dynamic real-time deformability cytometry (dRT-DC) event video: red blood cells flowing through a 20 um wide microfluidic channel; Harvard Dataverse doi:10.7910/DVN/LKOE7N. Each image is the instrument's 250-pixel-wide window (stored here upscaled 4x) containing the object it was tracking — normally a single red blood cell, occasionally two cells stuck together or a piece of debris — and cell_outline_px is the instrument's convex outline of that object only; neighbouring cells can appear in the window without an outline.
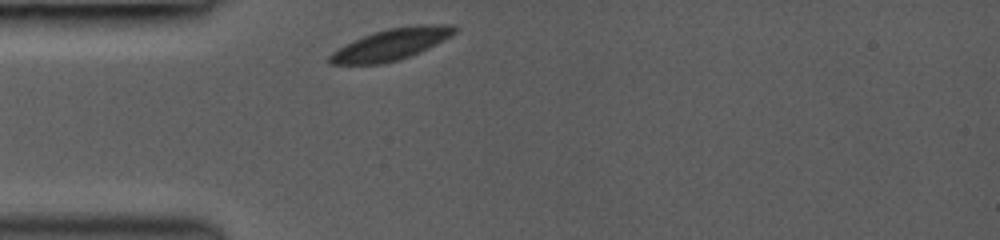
{"species": "common noctule bat (a hibernating species)", "species_latin": "Nyctalus noctula", "temperature_condition": "room temperature", "stored_images_in_passage": 8, "camera_frame_rate_fps": 3000, "um_per_image_px": 0.085, "animal": {"sex": "female", "body_mass_g": 19.0, "forearm_length_mm": 53.3}, "frame": {"image": 1, "passage_image": 1, "time_ms": 0.0, "image_size_px": [1000, 240], "cell_outline_px": [[456, 32], [452, 36], [420, 52], [384, 64], [328, 64], [328, 56], [332, 52], [364, 36], [388, 28], [420, 24], [456, 24]], "centroid_in_image_um": [33.31, 3.76], "position_along_channel_um": 51.7, "area_um2": 22.6}}
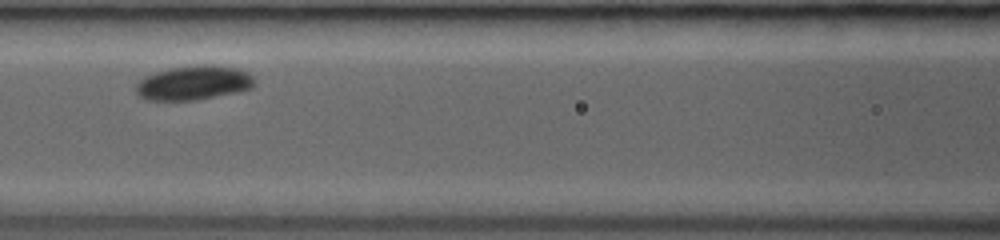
{"frame": {"image": 2, "passage_image": 6, "time_ms": 2.667, "image_size_px": [1000, 240], "cell_outline_px": [[256, 84], [252, 88], [236, 92], [196, 100], [148, 100], [140, 96], [136, 92], [136, 84], [144, 76], [168, 68], [204, 64], [208, 64], [236, 68], [248, 72], [256, 80]], "centroid_in_image_um": [16.48, 7.03], "position_along_channel_um": 150.1, "area_um2": 23.76}}
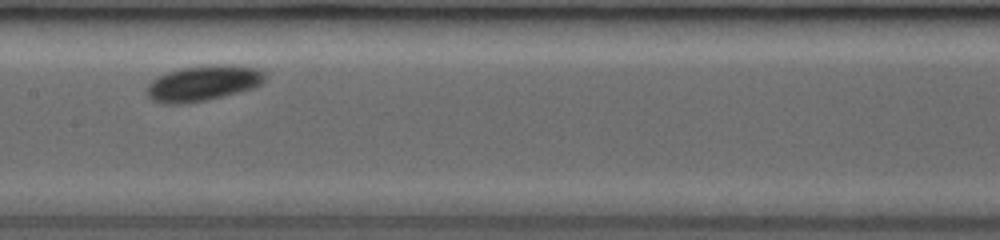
{"frame": {"image": 3, "passage_image": 7, "time_ms": 3.667, "image_size_px": [1000, 240], "cell_outline_px": [[268, 76], [260, 84], [252, 88], [204, 100], [184, 104], [164, 104], [152, 100], [144, 92], [148, 84], [152, 80], [168, 72], [180, 68], [208, 64], [228, 64], [260, 68]], "centroid_in_image_um": [17.25, 7.05], "position_along_channel_um": 190.1, "area_um2": 24.57}}